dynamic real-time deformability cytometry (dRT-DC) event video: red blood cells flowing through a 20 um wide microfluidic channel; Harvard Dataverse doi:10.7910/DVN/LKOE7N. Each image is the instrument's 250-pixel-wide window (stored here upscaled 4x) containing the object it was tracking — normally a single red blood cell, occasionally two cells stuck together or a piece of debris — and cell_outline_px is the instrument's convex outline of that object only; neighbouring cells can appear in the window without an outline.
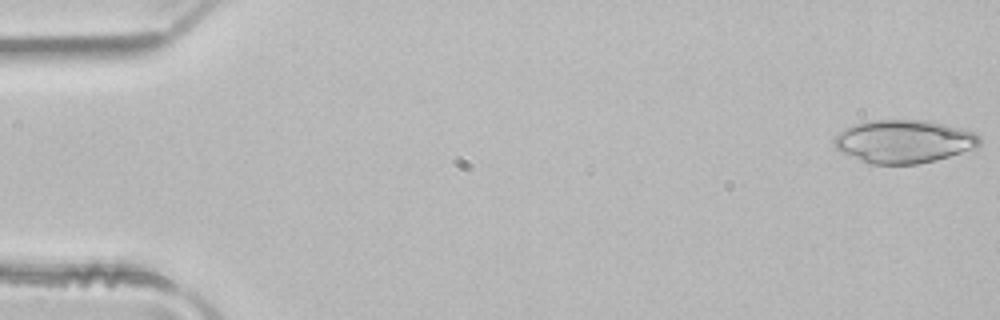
{"species": "common noctule bat (a hibernating species)", "species_latin": "Nyctalus noctula", "temperature_condition": "room temperature", "stored_images_in_passage": 4, "camera_frame_rate_fps": 3000, "um_per_image_px": 0.085, "animal": {"sex": "male", "body_mass_g": 21.5, "forearm_length_mm": 52.0}, "frame": {"image": 1, "passage_image": 1, "time_ms": 0.0, "image_size_px": [1000, 320], "cell_outline_px": [[980, 144], [976, 148], [936, 160], [920, 164], [868, 164], [836, 148], [832, 144], [832, 140], [840, 132], [856, 124], [876, 120], [924, 120], [972, 132], [980, 136]], "centroid_in_image_um": [76.82, 12.04], "position_along_channel_um": 8.2, "area_um2": 36.01}}